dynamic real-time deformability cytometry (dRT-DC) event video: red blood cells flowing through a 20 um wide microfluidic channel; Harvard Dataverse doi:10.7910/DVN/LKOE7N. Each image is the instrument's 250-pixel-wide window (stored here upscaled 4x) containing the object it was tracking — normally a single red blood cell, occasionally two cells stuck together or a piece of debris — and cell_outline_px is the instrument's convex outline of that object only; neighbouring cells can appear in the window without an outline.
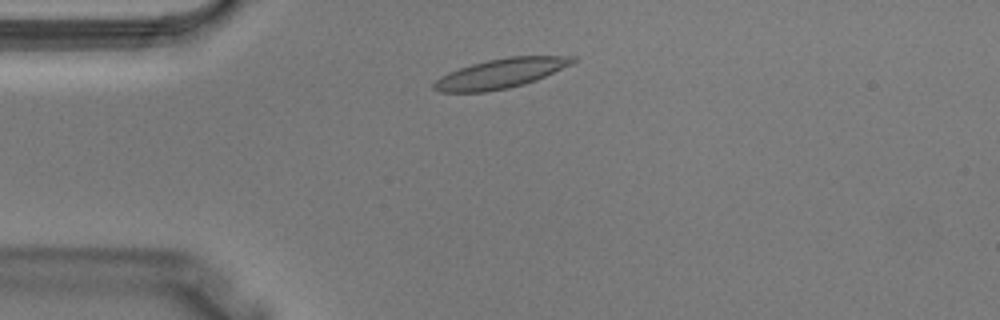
{"species": "Egyptian fruit bat (a non-hibernating species)", "species_latin": "Rousettus aegyptiacus", "temperature_condition": "warm", "stored_images_in_passage": 1, "camera_frame_rate_fps": 3000, "um_per_image_px": 0.085, "animal": {"sex": "male"}, "frame": {"image": 1, "passage_image": 1, "time_ms": 0.0, "image_size_px": [1000, 320], "cell_outline_px": [[576, 60], [572, 64], [536, 80], [524, 84], [508, 88], [484, 92], [440, 92], [432, 88], [432, 84], [440, 76], [448, 72], [472, 64], [488, 60], [508, 56], [576, 56]], "centroid_in_image_um": [42.54, 6.24], "position_along_channel_um": 42.5, "area_um2": 23.87}}